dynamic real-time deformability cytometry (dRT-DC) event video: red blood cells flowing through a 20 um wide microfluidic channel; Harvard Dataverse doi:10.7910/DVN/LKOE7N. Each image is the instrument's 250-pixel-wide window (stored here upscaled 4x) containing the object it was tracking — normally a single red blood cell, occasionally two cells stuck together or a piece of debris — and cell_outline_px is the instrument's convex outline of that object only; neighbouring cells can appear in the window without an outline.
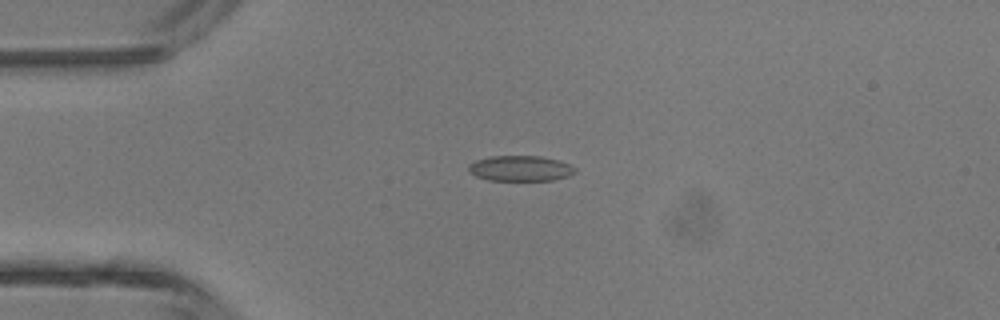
{"species": "common noctule bat (a hibernating species)", "species_latin": "Nyctalus noctula", "temperature_condition": "room temperature", "stored_images_in_passage": 1, "camera_frame_rate_fps": 3000, "um_per_image_px": 0.085, "animal": {"sex": "male", "body_mass_g": 13.3}, "frame": {"image": 1, "passage_image": 1, "time_ms": 0.0, "image_size_px": [1000, 320], "cell_outline_px": [[576, 172], [568, 176], [552, 180], [488, 180], [476, 176], [468, 172], [468, 164], [476, 160], [492, 156], [540, 156], [556, 160], [568, 164], [576, 168]], "centroid_in_image_um": [44.2, 14.31], "position_along_channel_um": 40.8, "area_um2": 15.72}}